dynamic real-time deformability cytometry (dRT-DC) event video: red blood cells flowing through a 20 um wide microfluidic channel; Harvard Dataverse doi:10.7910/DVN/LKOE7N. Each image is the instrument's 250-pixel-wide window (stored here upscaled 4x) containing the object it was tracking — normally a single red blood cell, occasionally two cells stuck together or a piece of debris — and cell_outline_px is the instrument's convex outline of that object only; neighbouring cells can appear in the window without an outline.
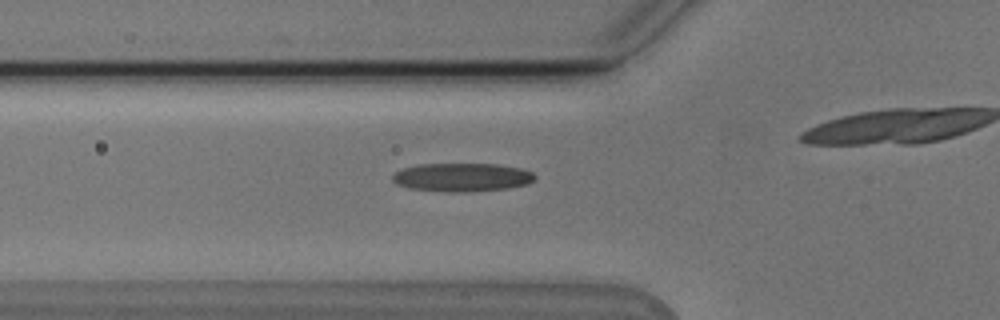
{"species": "Egyptian fruit bat (a non-hibernating species)", "species_latin": "Rousettus aegyptiacus", "temperature_condition": "cold", "stored_images_in_passage": 35, "camera_frame_rate_fps": 3000, "um_per_image_px": 0.085, "animal": {"sex": "male"}, "frame": {"image": 1, "passage_image": 11, "time_ms": 3.333, "image_size_px": [1000, 320], "cell_outline_px": [[536, 176], [528, 184], [508, 188], [464, 192], [448, 192], [408, 188], [396, 184], [392, 180], [392, 172], [404, 168], [420, 164], [496, 164], [524, 168], [532, 172]], "centroid_in_image_um": [39.25, 15.06], "position_along_channel_um": 86.5, "area_um2": 23.76}}
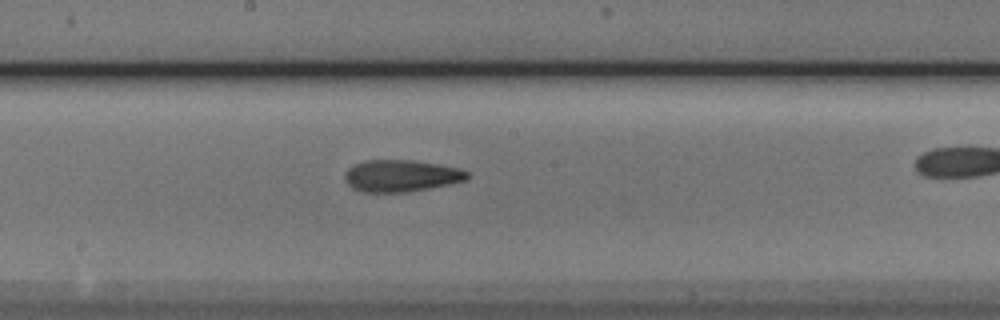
{"frame": {"image": 2, "passage_image": 21, "time_ms": 6.667, "image_size_px": [1000, 320], "cell_outline_px": [[468, 176], [464, 180], [448, 184], [408, 192], [360, 192], [352, 188], [344, 180], [344, 172], [352, 164], [364, 160], [412, 160], [460, 168], [468, 172]], "centroid_in_image_um": [34.01, 14.94], "position_along_channel_um": 214.2, "area_um2": 22.77}}
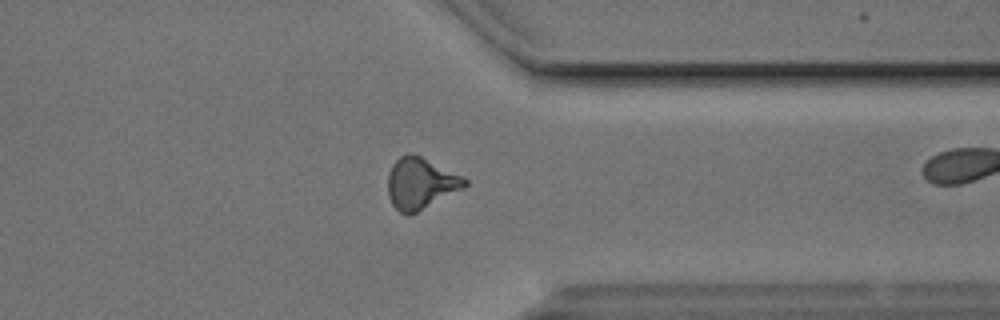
{"frame": {"image": 3, "passage_image": 34, "time_ms": 11.0, "image_size_px": [1000, 320], "cell_outline_px": [[468, 184], [464, 188], [408, 216], [400, 212], [392, 204], [388, 196], [388, 172], [392, 164], [400, 156], [408, 152], [412, 152], [464, 176], [468, 180]], "centroid_in_image_um": [35.75, 15.56], "position_along_channel_um": 375.7, "area_um2": 23.12}}